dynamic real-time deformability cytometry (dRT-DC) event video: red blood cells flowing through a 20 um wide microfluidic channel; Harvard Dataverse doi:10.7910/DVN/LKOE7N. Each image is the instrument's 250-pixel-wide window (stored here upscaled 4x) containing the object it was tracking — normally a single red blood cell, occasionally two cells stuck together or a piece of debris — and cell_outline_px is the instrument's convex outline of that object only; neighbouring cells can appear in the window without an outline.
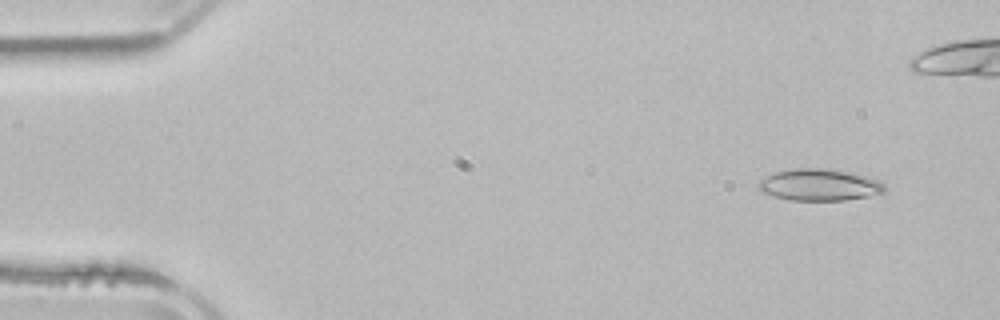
{"species": "common noctule bat (a hibernating species)", "species_latin": "Nyctalus noctula", "temperature_condition": "room temperature", "stored_images_in_passage": 5, "camera_frame_rate_fps": 3000, "um_per_image_px": 0.085, "animal": {"sex": "male", "body_mass_g": 21.5, "forearm_length_mm": 52.0}, "frame": {"image": 1, "passage_image": 1, "time_ms": 0.0, "image_size_px": [1000, 320], "cell_outline_px": [[884, 192], [868, 196], [844, 200], [788, 200], [760, 192], [756, 184], [760, 180], [776, 172], [796, 168], [820, 168], [868, 176], [880, 180], [884, 184]], "centroid_in_image_um": [69.62, 15.72], "position_along_channel_um": 15.4, "area_um2": 23.12}}
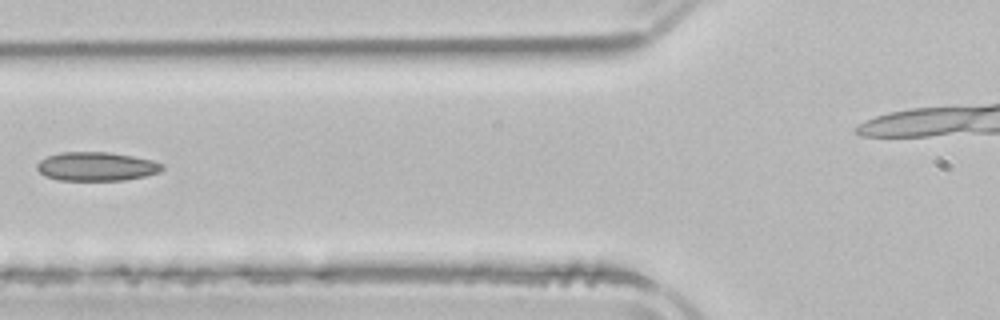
{"frame": {"image": 2, "passage_image": 5, "time_ms": 5.333, "image_size_px": [1000, 320], "cell_outline_px": [[164, 168], [160, 172], [144, 176], [124, 180], [60, 180], [44, 176], [36, 168], [36, 164], [40, 160], [48, 156], [60, 152], [108, 152], [132, 156], [152, 160], [164, 164]], "centroid_in_image_um": [8.19, 14.15], "position_along_channel_um": 117.6, "area_um2": 21.04}}